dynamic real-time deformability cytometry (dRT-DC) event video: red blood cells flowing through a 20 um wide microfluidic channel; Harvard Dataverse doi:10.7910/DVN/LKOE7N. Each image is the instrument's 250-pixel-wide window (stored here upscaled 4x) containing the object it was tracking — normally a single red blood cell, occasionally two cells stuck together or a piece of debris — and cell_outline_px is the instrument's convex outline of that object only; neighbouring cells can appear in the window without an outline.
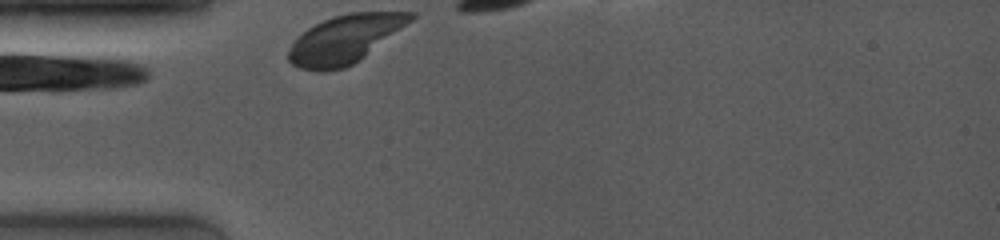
{"species": "common noctule bat (a hibernating species)", "species_latin": "Nyctalus noctula", "temperature_condition": "room temperature", "stored_images_in_passage": 7, "camera_frame_rate_fps": 4000, "um_per_image_px": 0.085, "animal": {"sex": "female", "body_mass_g": 19.0, "forearm_length_mm": 53.3}, "frame": {"image": 1, "passage_image": 1, "time_ms": 0.0, "image_size_px": [1000, 240], "cell_outline_px": [[416, 16], [412, 20], [360, 60], [344, 68], [324, 72], [316, 72], [300, 68], [292, 64], [288, 60], [288, 52], [292, 44], [308, 28], [332, 16], [348, 12], [416, 12]], "centroid_in_image_um": [29.31, 3.34], "position_along_channel_um": 55.7, "area_um2": 34.04}}